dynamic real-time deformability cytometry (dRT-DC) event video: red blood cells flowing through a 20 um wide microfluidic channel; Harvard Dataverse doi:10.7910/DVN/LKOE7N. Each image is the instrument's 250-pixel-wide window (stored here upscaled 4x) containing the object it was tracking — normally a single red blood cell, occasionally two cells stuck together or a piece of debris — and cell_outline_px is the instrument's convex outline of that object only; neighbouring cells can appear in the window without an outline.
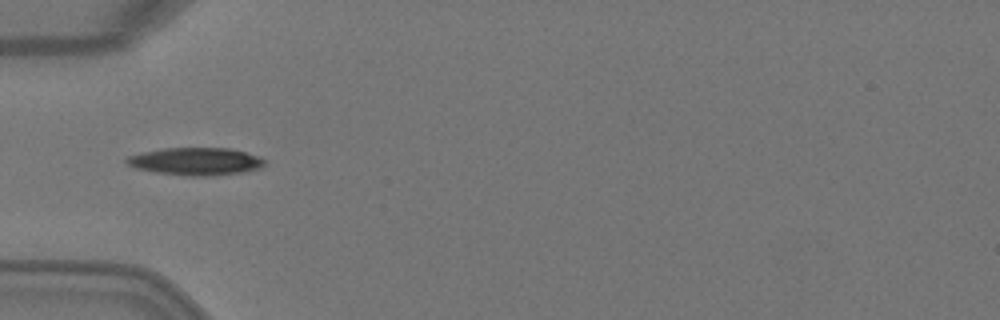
{"species": "Egyptian fruit bat (a non-hibernating species)", "species_latin": "Rousettus aegyptiacus", "temperature_condition": "warm", "stored_images_in_passage": 4, "camera_frame_rate_fps": 3000, "um_per_image_px": 0.085, "animal": {"sex": "female"}, "frame": {"image": 1, "passage_image": 3, "time_ms": 0.667, "image_size_px": [1000, 320], "cell_outline_px": [[264, 164], [260, 168], [240, 172], [208, 176], [184, 176], [156, 172], [136, 168], [128, 164], [124, 160], [128, 156], [140, 152], [164, 148], [228, 148], [260, 156], [264, 160]], "centroid_in_image_um": [16.6, 13.71], "position_along_channel_um": 68.4, "area_um2": 22.08}}